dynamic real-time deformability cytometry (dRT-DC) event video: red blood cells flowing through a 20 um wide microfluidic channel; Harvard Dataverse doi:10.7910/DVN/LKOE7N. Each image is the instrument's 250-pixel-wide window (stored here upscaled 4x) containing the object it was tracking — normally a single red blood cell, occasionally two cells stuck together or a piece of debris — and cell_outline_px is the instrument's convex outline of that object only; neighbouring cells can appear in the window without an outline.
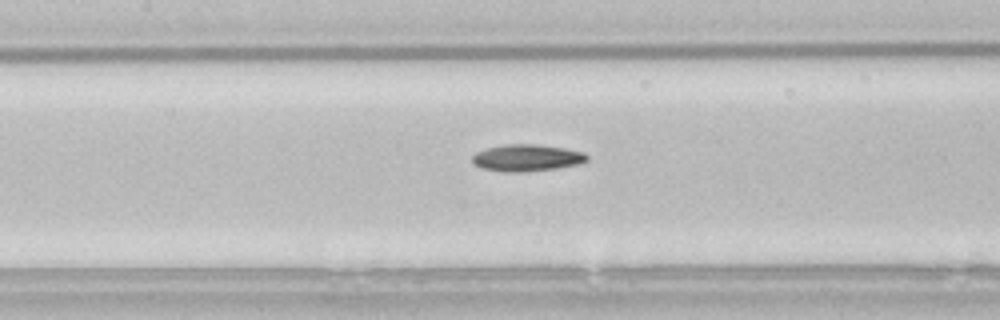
{"species": "common noctule bat (a hibernating species)", "species_latin": "Nyctalus noctula", "temperature_condition": "room temperature", "stored_images_in_passage": 39, "camera_frame_rate_fps": 3000, "um_per_image_px": 0.085, "animal": {"sex": "male", "body_mass_g": 21.5, "forearm_length_mm": 52.0}, "frame": {"image": 1, "passage_image": 12, "time_ms": 3.667, "image_size_px": [1000, 320], "cell_outline_px": [[588, 160], [580, 164], [556, 168], [528, 172], [500, 172], [480, 168], [472, 160], [472, 156], [476, 152], [488, 148], [504, 144], [536, 144], [564, 148], [584, 152], [588, 156]], "centroid_in_image_um": [44.78, 13.42], "position_along_channel_um": 162.6, "area_um2": 18.09}}
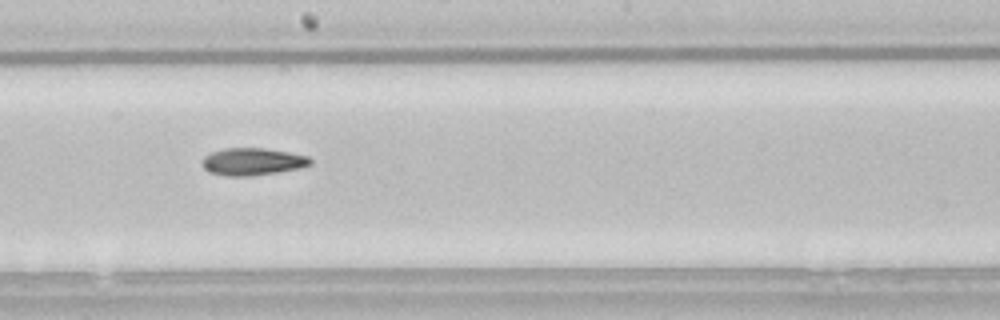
{"frame": {"image": 2, "passage_image": 17, "time_ms": 5.333, "image_size_px": [1000, 320], "cell_outline_px": [[312, 164], [300, 168], [276, 172], [248, 176], [224, 176], [208, 172], [200, 164], [200, 160], [204, 156], [212, 152], [224, 148], [264, 148], [288, 152], [308, 156], [312, 160]], "centroid_in_image_um": [21.41, 13.74], "position_along_channel_um": 226.8, "area_um2": 17.34}}